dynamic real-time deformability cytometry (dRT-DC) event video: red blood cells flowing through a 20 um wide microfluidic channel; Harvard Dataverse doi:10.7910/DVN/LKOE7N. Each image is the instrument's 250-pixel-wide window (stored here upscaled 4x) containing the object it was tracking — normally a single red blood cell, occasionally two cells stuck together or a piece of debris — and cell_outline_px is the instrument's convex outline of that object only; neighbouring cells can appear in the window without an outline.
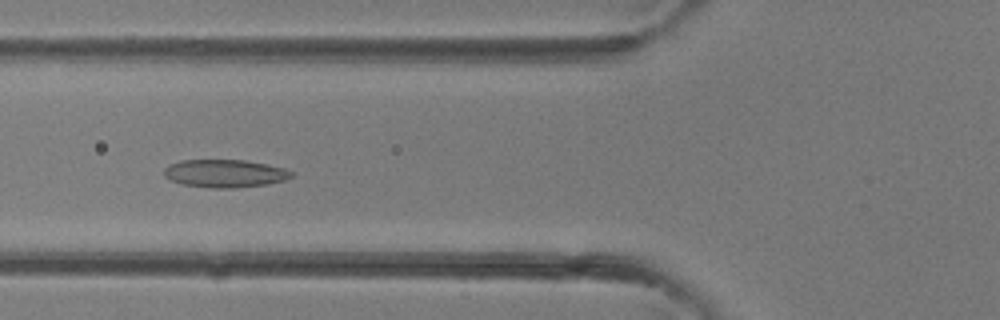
{"species": "common noctule bat (a hibernating species)", "species_latin": "Nyctalus noctula", "temperature_condition": "room temperature", "stored_images_in_passage": 39, "camera_frame_rate_fps": 3000, "um_per_image_px": 0.085, "animal": {"sex": "female"}, "frame": {"image": 1, "passage_image": 14, "time_ms": 4.333, "image_size_px": [1000, 320], "cell_outline_px": [[292, 176], [284, 180], [268, 184], [236, 188], [212, 188], [184, 184], [172, 180], [164, 176], [164, 168], [168, 164], [180, 160], [244, 160], [268, 164], [284, 168], [292, 172]], "centroid_in_image_um": [19.11, 14.74], "position_along_channel_um": 106.7, "area_um2": 20.69}}
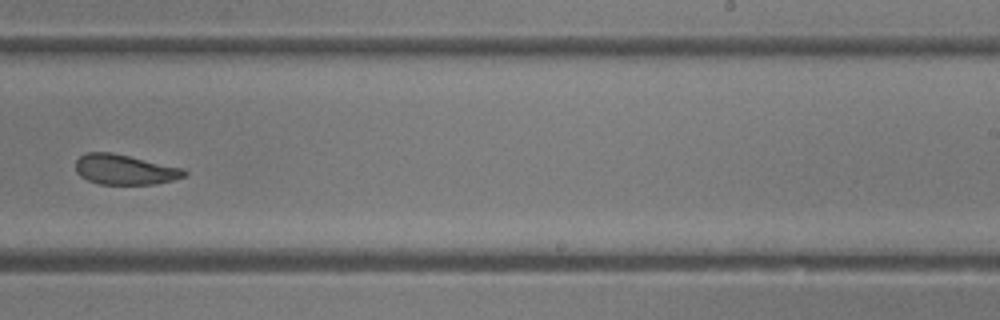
{"frame": {"image": 2, "passage_image": 24, "time_ms": 7.667, "image_size_px": [1000, 320], "cell_outline_px": [[188, 172], [184, 176], [172, 180], [156, 184], [100, 184], [88, 180], [80, 176], [76, 172], [76, 160], [80, 156], [88, 152], [112, 152], [184, 168]], "centroid_in_image_um": [10.6, 14.41], "position_along_channel_um": 278.4, "area_um2": 19.07}}
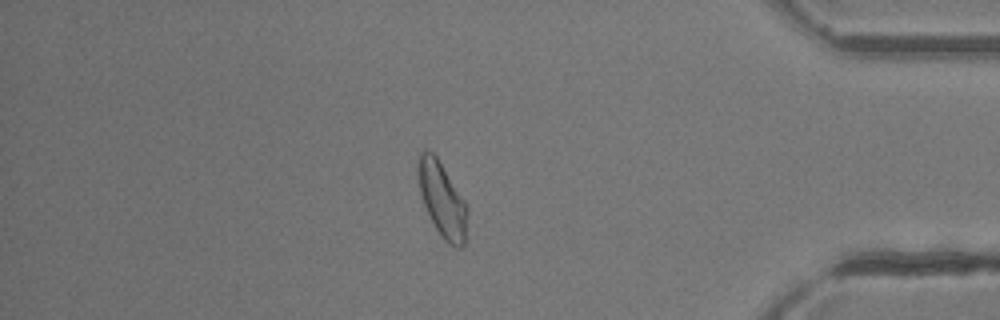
{"frame": {"image": 3, "passage_image": 33, "time_ms": 10.667, "image_size_px": [1000, 320], "cell_outline_px": [[468, 212], [464, 244], [460, 248], [456, 248], [448, 244], [440, 236], [424, 204], [420, 192], [416, 168], [416, 156], [424, 148], [432, 152], [436, 156], [464, 200], [468, 208]], "centroid_in_image_um": [37.56, 16.94], "position_along_channel_um": 397.6, "area_um2": 21.5}}